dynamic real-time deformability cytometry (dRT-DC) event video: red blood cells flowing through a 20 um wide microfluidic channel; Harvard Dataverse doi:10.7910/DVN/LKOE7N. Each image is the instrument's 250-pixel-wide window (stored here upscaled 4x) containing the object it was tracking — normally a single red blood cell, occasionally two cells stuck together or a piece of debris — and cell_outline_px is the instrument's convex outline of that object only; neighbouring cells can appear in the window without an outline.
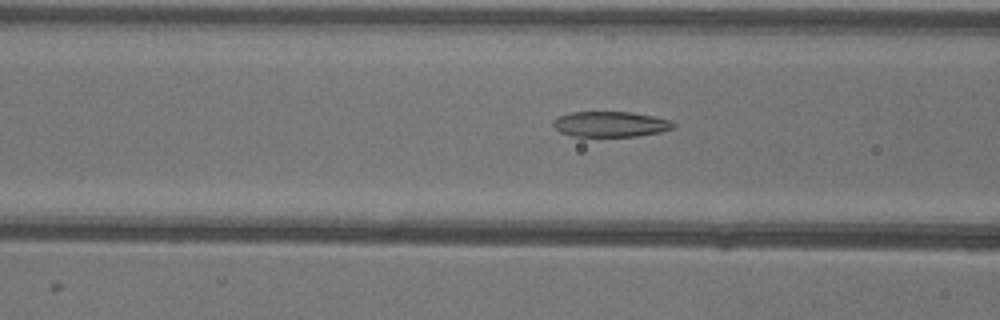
{"species": "common noctule bat (a hibernating species)", "species_latin": "Nyctalus noctula", "temperature_condition": "warm", "stored_images_in_passage": 41, "camera_frame_rate_fps": 3000, "um_per_image_px": 0.085, "animal": {"sex": "female"}, "frame": {"image": 1, "passage_image": 9, "time_ms": 2.667, "image_size_px": [1000, 320], "cell_outline_px": [[676, 128], [660, 132], [636, 136], [572, 136], [560, 132], [552, 124], [552, 120], [556, 116], [572, 112], [632, 112], [672, 120], [676, 124]], "centroid_in_image_um": [51.9, 10.55], "position_along_channel_um": 114.7, "area_um2": 17.98}}
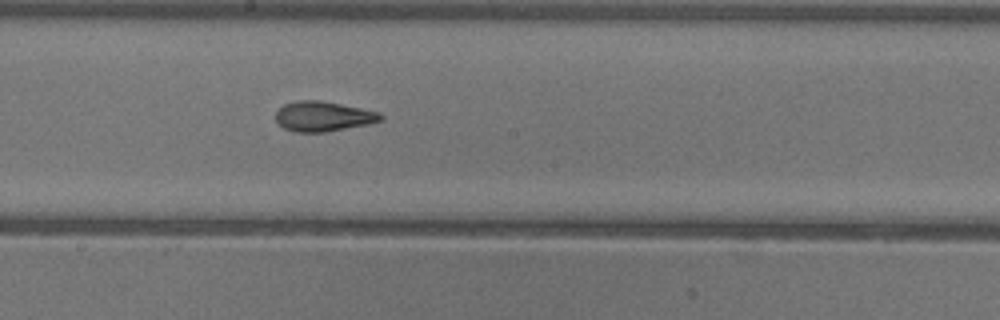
{"frame": {"image": 2, "passage_image": 17, "time_ms": 5.333, "image_size_px": [1000, 320], "cell_outline_px": [[384, 120], [368, 124], [324, 132], [296, 132], [284, 128], [276, 120], [276, 112], [284, 104], [296, 100], [320, 100], [380, 112], [384, 116]], "centroid_in_image_um": [27.49, 9.88], "position_along_channel_um": 220.7, "area_um2": 18.26}}
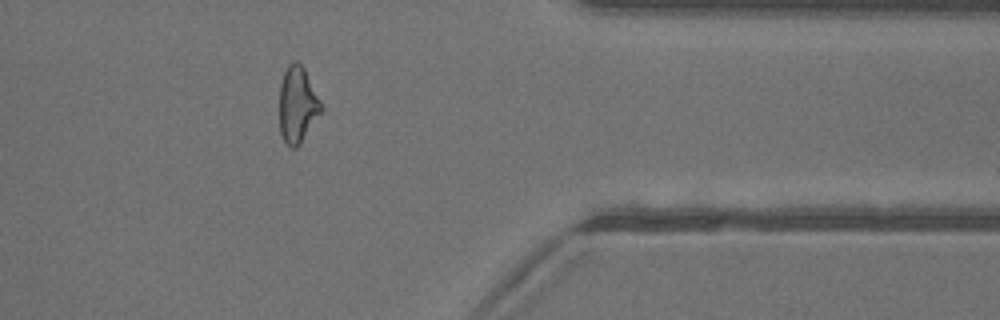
{"frame": {"image": 3, "passage_image": 31, "time_ms": 10.0, "image_size_px": [1000, 320], "cell_outline_px": [[324, 108], [300, 144], [296, 148], [292, 148], [284, 140], [280, 132], [280, 84], [284, 72], [288, 64], [296, 60], [304, 68]], "centroid_in_image_um": [25.29, 8.89], "position_along_channel_um": 386.1, "area_um2": 18.38}, "authors_computed_cell_mechanics": {"area_um2": 18.6694, "velocity_mm_per_s": 3.9708, "shape_relaxation_time_tau1_ms": 8.0786, "shape_relaxation_time_tau2_ms": 2.0653, "deformation_change_tau1": 0.2325, "deformation_change_tau2": 0.0984}}